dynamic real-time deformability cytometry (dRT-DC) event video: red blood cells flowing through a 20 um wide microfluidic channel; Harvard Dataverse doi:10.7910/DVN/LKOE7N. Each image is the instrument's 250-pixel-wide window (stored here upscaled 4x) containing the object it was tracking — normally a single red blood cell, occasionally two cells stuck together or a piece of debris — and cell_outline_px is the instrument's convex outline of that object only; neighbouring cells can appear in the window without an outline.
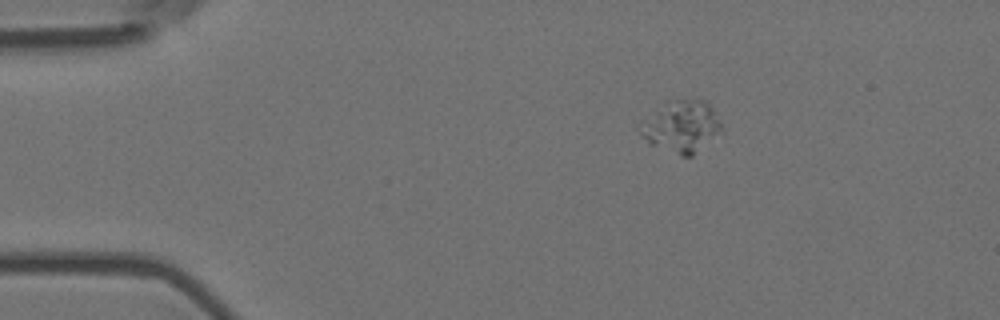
{"species": "Egyptian fruit bat (a non-hibernating species)", "species_latin": "Rousettus aegyptiacus", "temperature_condition": "room temperature", "stored_images_in_passage": 16, "camera_frame_rate_fps": 3000, "um_per_image_px": 0.085, "animal": {"sex": "female"}, "frame": {"image": 1, "passage_image": 1, "time_ms": 0.0, "image_size_px": [1000, 320], "cell_outline_px": [[724, 132], [692, 156], [680, 156], [648, 144], [636, 128], [668, 100], [696, 96], [704, 100], [712, 108]], "centroid_in_image_um": [57.94, 10.75], "position_along_channel_um": 27.1, "area_um2": 25.03}}
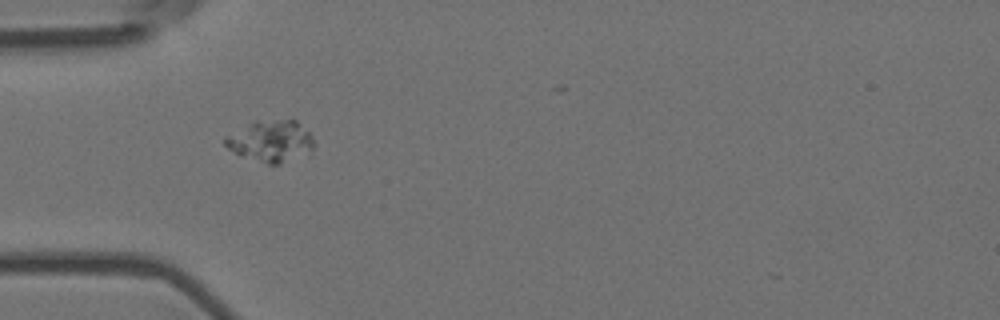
{"frame": {"image": 2, "passage_image": 9, "time_ms": 2.667, "image_size_px": [1000, 320], "cell_outline_px": [[316, 144], [312, 148], [280, 164], [268, 164], [240, 156], [228, 148], [224, 144], [224, 136], [256, 120], [296, 120], [312, 136]], "centroid_in_image_um": [22.96, 11.98], "position_along_channel_um": 62.0, "area_um2": 21.15}}
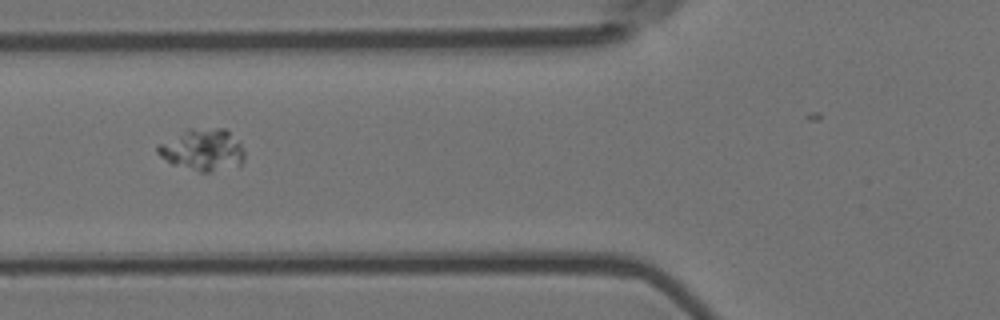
{"frame": {"image": 3, "passage_image": 13, "time_ms": 4.0, "image_size_px": [1000, 320], "cell_outline_px": [[244, 160], [240, 168], [212, 172], [200, 172], [172, 164], [160, 156], [156, 152], [156, 148], [160, 144], [188, 128], [224, 128], [240, 144], [244, 152]], "centroid_in_image_um": [17.26, 12.77], "position_along_channel_um": 108.5, "area_um2": 21.33}}